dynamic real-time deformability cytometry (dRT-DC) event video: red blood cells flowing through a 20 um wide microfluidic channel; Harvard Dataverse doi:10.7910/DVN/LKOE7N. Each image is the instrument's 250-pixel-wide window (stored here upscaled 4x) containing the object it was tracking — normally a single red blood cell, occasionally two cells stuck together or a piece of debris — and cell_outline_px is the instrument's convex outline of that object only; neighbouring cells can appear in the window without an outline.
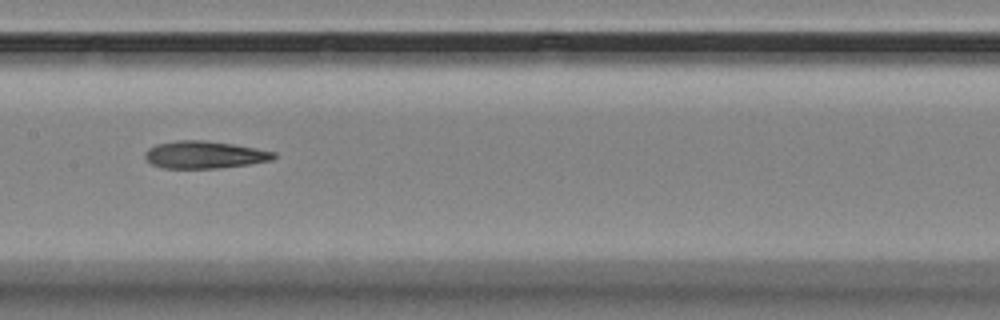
{"species": "Egyptian fruit bat (a non-hibernating species)", "species_latin": "Rousettus aegyptiacus", "temperature_condition": "room temperature", "stored_images_in_passage": 12, "camera_frame_rate_fps": 3000, "um_per_image_px": 0.085, "animal": {"sex": "female"}, "frame": {"image": 1, "passage_image": 9, "time_ms": 9.0, "image_size_px": [1000, 320], "cell_outline_px": [[276, 156], [272, 160], [248, 164], [216, 168], [160, 168], [152, 164], [144, 156], [144, 152], [148, 148], [156, 144], [176, 140], [204, 140], [232, 144], [256, 148], [276, 152]], "centroid_in_image_um": [17.35, 13.15], "position_along_channel_um": 190.0, "area_um2": 20.52}}
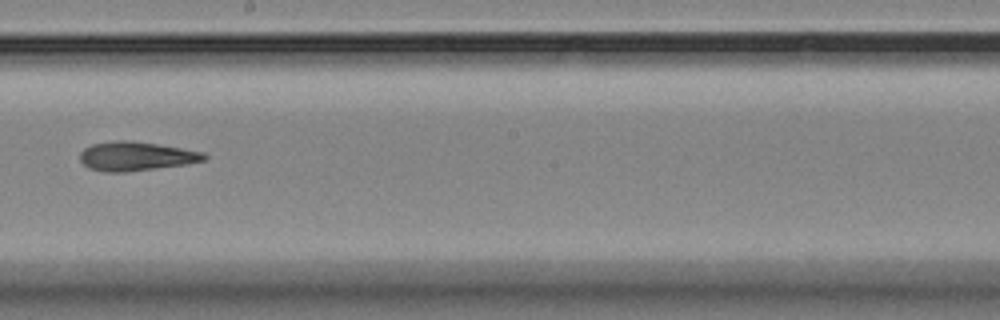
{"frame": {"image": 2, "passage_image": 10, "time_ms": 10.333, "image_size_px": [1000, 320], "cell_outline_px": [[208, 156], [204, 160], [188, 164], [124, 172], [104, 172], [88, 168], [80, 160], [80, 152], [84, 148], [92, 144], [116, 140], [132, 140], [204, 152]], "centroid_in_image_um": [11.54, 13.28], "position_along_channel_um": 236.7, "area_um2": 20.98}}
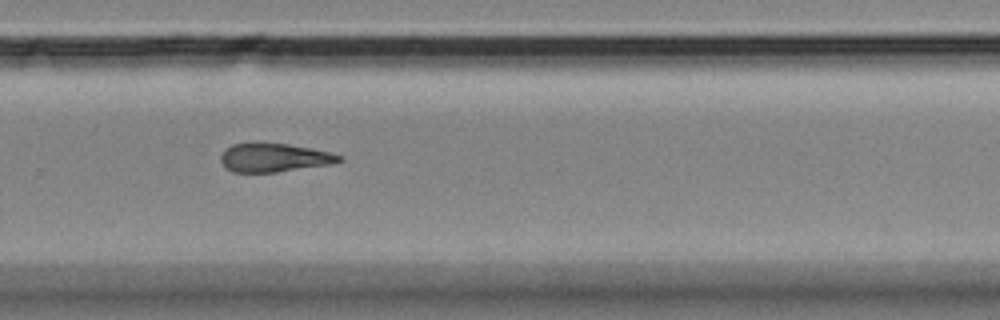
{"frame": {"image": 3, "passage_image": 12, "time_ms": 12.333, "image_size_px": [1000, 320], "cell_outline_px": [[344, 160], [332, 164], [276, 172], [232, 172], [224, 168], [220, 160], [220, 156], [232, 144], [252, 140], [256, 140], [288, 144], [312, 148], [344, 156]], "centroid_in_image_um": [23.27, 13.36], "position_along_channel_um": 306.5, "area_um2": 20.4}}